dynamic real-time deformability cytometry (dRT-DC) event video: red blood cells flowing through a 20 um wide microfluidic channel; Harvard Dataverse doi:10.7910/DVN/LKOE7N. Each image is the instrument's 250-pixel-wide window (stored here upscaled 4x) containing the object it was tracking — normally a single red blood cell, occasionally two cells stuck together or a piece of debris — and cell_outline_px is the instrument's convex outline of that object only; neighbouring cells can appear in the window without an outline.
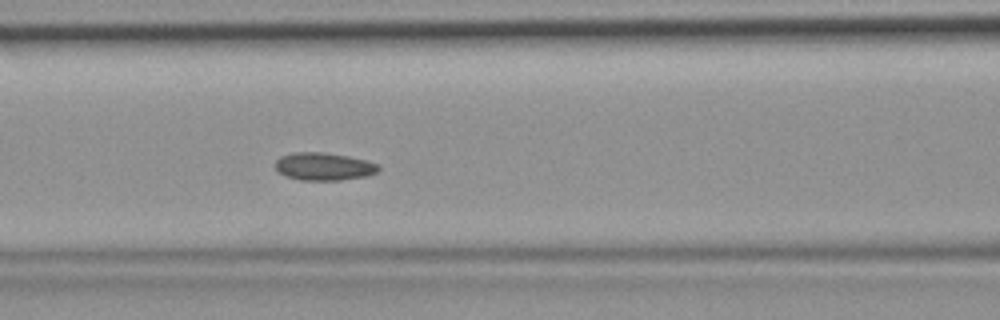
{"species": "common noctule bat (a hibernating species)", "species_latin": "Nyctalus noctula", "temperature_condition": "room temperature", "stored_images_in_passage": 38, "camera_frame_rate_fps": 3000, "um_per_image_px": 0.085, "animal": {"sex": "female", "body_mass_g": 19.9}, "frame": {"image": 1, "passage_image": 10, "time_ms": 3.0, "image_size_px": [1000, 320], "cell_outline_px": [[380, 168], [376, 172], [368, 176], [340, 180], [300, 180], [288, 176], [280, 172], [276, 168], [276, 160], [280, 156], [296, 152], [320, 152], [348, 156], [368, 160], [376, 164]], "centroid_in_image_um": [27.55, 14.15], "position_along_channel_um": 139.1, "area_um2": 16.53}}
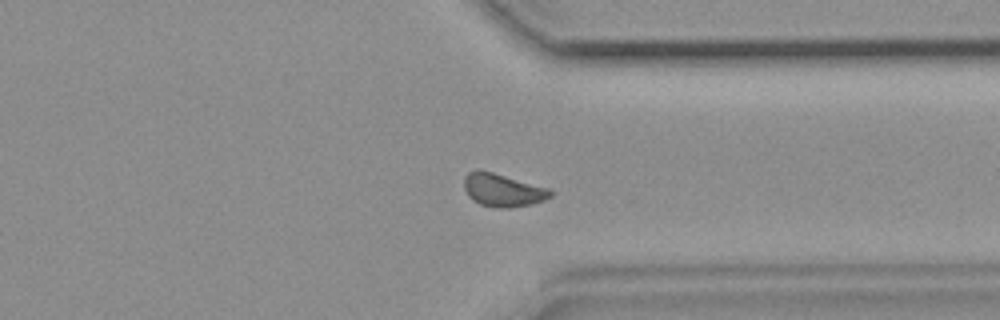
{"frame": {"image": 2, "passage_image": 26, "time_ms": 8.333, "image_size_px": [1000, 320], "cell_outline_px": [[552, 196], [544, 200], [532, 204], [508, 208], [496, 208], [480, 204], [472, 200], [468, 196], [464, 188], [464, 176], [468, 172], [476, 168], [480, 168], [548, 188], [552, 192]], "centroid_in_image_um": [42.68, 16.14], "position_along_channel_um": 368.7, "area_um2": 16.82}}
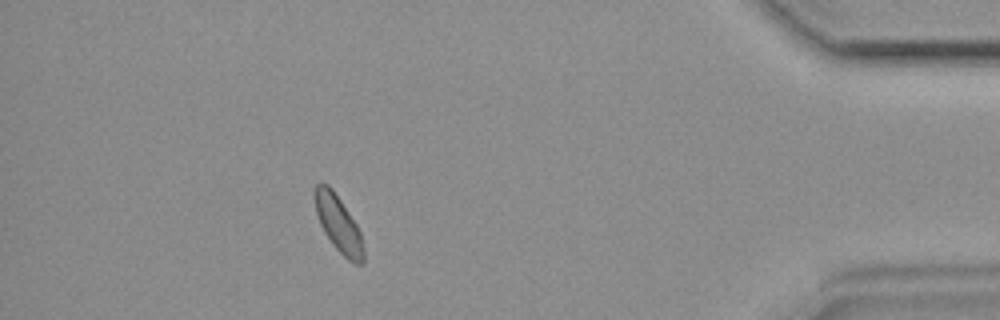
{"frame": {"image": 3, "passage_image": 32, "time_ms": 10.333, "image_size_px": [1000, 320], "cell_outline_px": [[364, 264], [356, 264], [348, 260], [332, 244], [324, 232], [320, 224], [316, 212], [312, 196], [312, 192], [316, 184], [328, 184], [332, 188], [356, 224], [360, 232], [364, 248]], "centroid_in_image_um": [28.74, 19.02], "position_along_channel_um": 406.5, "area_um2": 16.07}}